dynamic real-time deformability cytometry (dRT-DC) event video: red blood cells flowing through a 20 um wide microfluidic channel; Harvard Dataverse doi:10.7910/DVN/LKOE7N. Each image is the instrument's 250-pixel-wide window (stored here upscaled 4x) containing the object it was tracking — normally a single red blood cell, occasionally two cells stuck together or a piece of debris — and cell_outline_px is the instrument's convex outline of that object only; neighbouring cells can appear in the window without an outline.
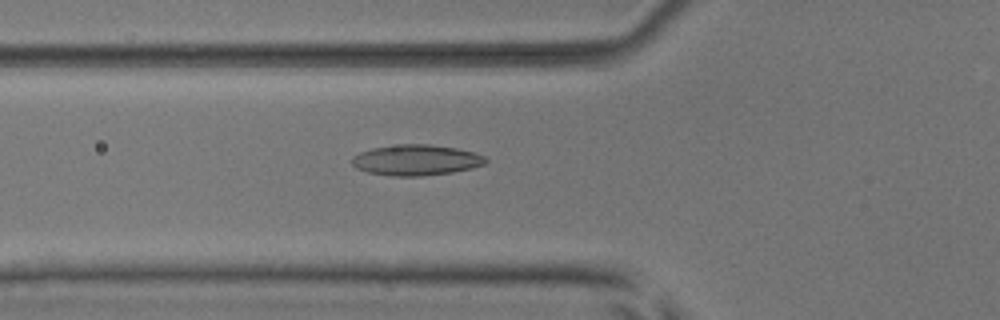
{"species": "common noctule bat (a hibernating species)", "species_latin": "Nyctalus noctula", "temperature_condition": "room temperature", "stored_images_in_passage": 54, "camera_frame_rate_fps": 3000, "um_per_image_px": 0.085, "animal": {"sex": "male", "body_mass_g": 17.9, "forearm_length_mm": 54.2}, "frame": {"image": 1, "passage_image": 20, "time_ms": 6.333, "image_size_px": [1000, 320], "cell_outline_px": [[488, 160], [484, 164], [472, 168], [452, 172], [420, 176], [392, 176], [368, 172], [356, 168], [352, 164], [352, 156], [360, 152], [372, 148], [400, 144], [428, 144], [456, 148], [472, 152], [484, 156]], "centroid_in_image_um": [35.35, 13.6], "position_along_channel_um": 90.4, "area_um2": 23.81}}
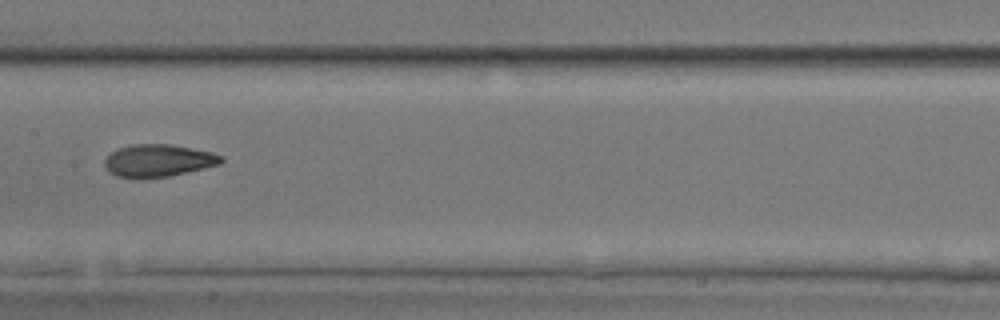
{"frame": {"image": 2, "passage_image": 28, "time_ms": 9.0, "image_size_px": [1000, 320], "cell_outline_px": [[224, 160], [220, 164], [168, 176], [116, 176], [104, 164], [104, 160], [112, 152], [120, 148], [132, 144], [172, 144], [212, 152], [224, 156]], "centroid_in_image_um": [13.52, 13.61], "position_along_channel_um": 193.9, "area_um2": 21.33}}
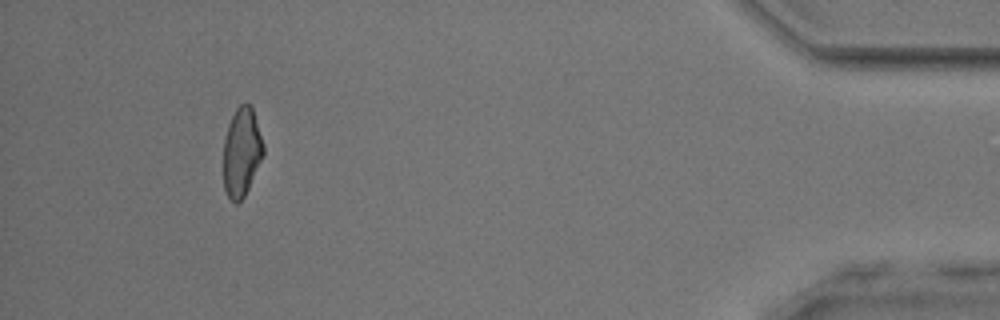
{"frame": {"image": 3, "passage_image": 50, "time_ms": 16.333, "image_size_px": [1000, 320], "cell_outline_px": [[264, 156], [244, 196], [236, 204], [228, 196], [224, 188], [224, 140], [228, 124], [236, 108], [240, 104], [252, 104], [264, 144]], "centroid_in_image_um": [20.56, 12.89], "position_along_channel_um": 414.6, "area_um2": 20.75}, "authors_computed_cell_mechanics": {"area_um2": 22.0796, "velocity_mm_per_s": 3.8765, "shape_relaxation_time_tau1_ms": 9.0299, "shape_relaxation_time_tau2_ms": 2.7579, "deformation_change_tau1": 0.2031, "deformation_change_tau2": 0.1013}}